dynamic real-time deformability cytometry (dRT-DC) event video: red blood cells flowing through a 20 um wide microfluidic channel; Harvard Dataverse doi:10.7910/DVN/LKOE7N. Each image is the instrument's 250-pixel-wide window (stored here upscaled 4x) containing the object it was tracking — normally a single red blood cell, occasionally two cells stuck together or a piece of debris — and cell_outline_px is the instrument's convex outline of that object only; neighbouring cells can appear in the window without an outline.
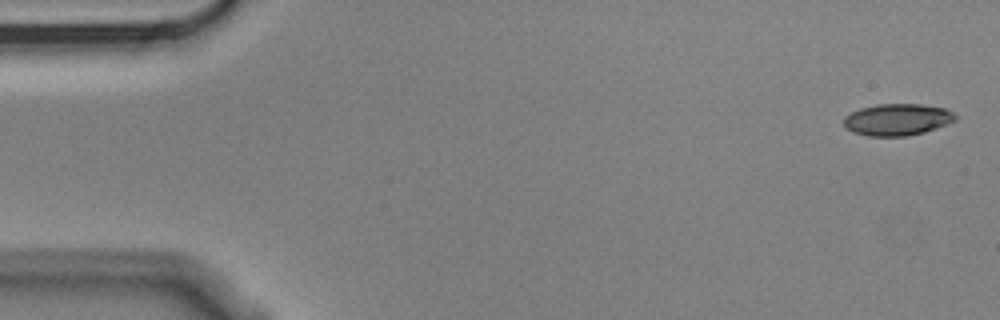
{"species": "Egyptian fruit bat (a non-hibernating species)", "species_latin": "Rousettus aegyptiacus", "temperature_condition": "cold", "stored_images_in_passage": 4, "camera_frame_rate_fps": 3000, "um_per_image_px": 0.085, "animal": {"sex": "male"}, "frame": {"image": 1, "passage_image": 1, "time_ms": 0.0, "image_size_px": [1000, 320], "cell_outline_px": [[956, 120], [948, 124], [924, 132], [908, 136], [868, 136], [852, 132], [844, 128], [844, 116], [860, 108], [876, 104], [920, 104], [944, 108], [952, 112], [956, 116]], "centroid_in_image_um": [76.24, 10.17], "position_along_channel_um": 8.8, "area_um2": 20.75}}
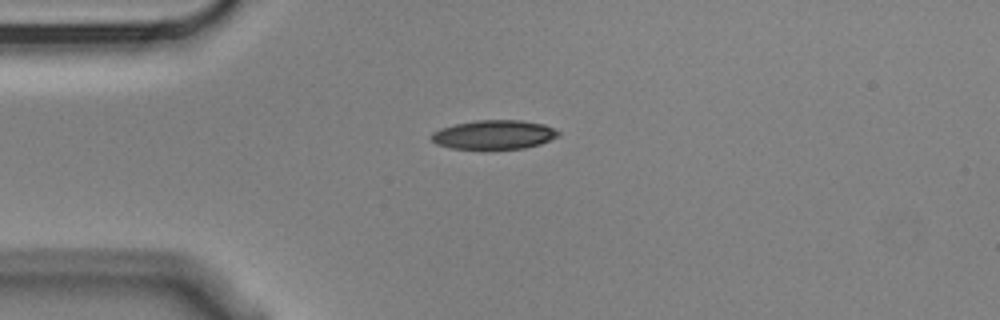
{"frame": {"image": 2, "passage_image": 4, "time_ms": 1.0, "image_size_px": [1000, 320], "cell_outline_px": [[560, 136], [540, 144], [524, 148], [488, 152], [484, 152], [448, 148], [436, 144], [428, 136], [432, 132], [440, 128], [456, 124], [476, 120], [520, 120], [544, 124], [560, 132]], "centroid_in_image_um": [41.93, 11.5], "position_along_channel_um": 43.1, "area_um2": 22.6}}